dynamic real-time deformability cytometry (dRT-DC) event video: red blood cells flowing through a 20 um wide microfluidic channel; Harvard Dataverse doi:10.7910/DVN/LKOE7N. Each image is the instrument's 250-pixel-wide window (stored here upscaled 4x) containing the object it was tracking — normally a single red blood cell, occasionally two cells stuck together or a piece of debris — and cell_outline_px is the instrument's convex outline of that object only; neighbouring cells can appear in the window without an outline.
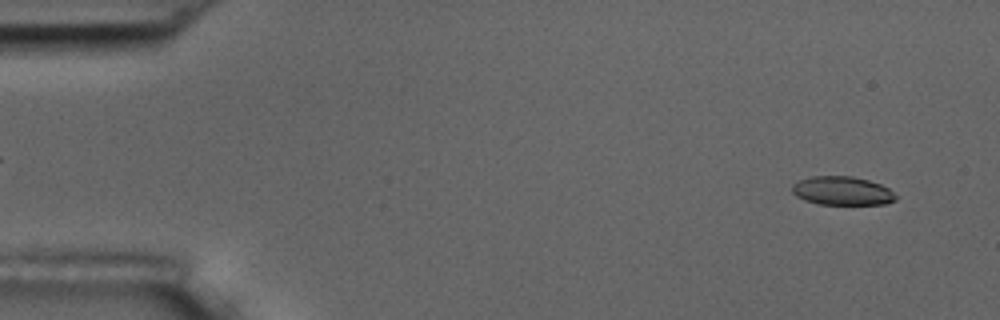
{"species": "common noctule bat (a hibernating species)", "species_latin": "Nyctalus noctula", "temperature_condition": "room temperature", "stored_images_in_passage": 9, "camera_frame_rate_fps": 3000, "um_per_image_px": 0.085, "animal": {"sex": "male", "body_mass_g": 17.5, "forearm_length_mm": 52.3}, "frame": {"image": 1, "passage_image": 1, "time_ms": 0.0, "image_size_px": [1000, 320], "cell_outline_px": [[896, 200], [884, 204], [816, 204], [804, 200], [796, 196], [792, 192], [792, 184], [796, 180], [812, 176], [852, 176], [868, 180], [880, 184], [888, 188], [896, 196]], "centroid_in_image_um": [71.54, 16.21], "position_along_channel_um": 13.5, "area_um2": 17.4}}
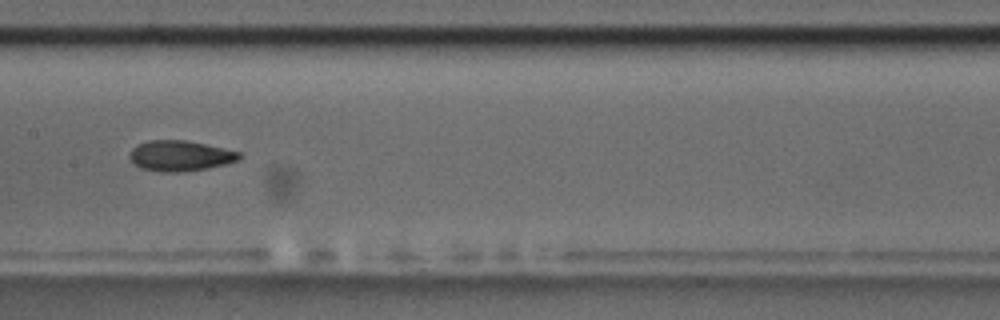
{"frame": {"image": 2, "passage_image": 7, "time_ms": 8.0, "image_size_px": [1000, 320], "cell_outline_px": [[240, 156], [236, 160], [224, 164], [208, 168], [180, 172], [160, 172], [140, 168], [128, 156], [132, 148], [136, 144], [148, 140], [184, 140], [204, 144], [240, 152]], "centroid_in_image_um": [15.25, 13.24], "position_along_channel_um": 192.2, "area_um2": 19.31}}
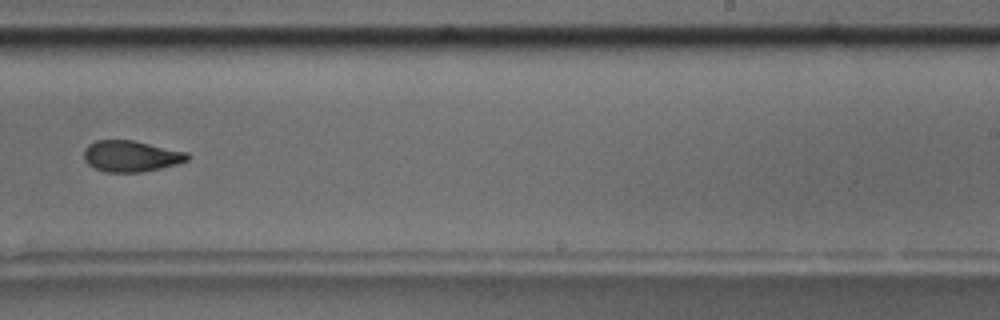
{"frame": {"image": 3, "passage_image": 9, "time_ms": 10.333, "image_size_px": [1000, 320], "cell_outline_px": [[188, 160], [176, 164], [160, 168], [140, 172], [104, 172], [88, 164], [84, 160], [84, 148], [88, 144], [96, 140], [132, 140], [188, 152]], "centroid_in_image_um": [11.1, 13.26], "position_along_channel_um": 277.9, "area_um2": 18.73}}